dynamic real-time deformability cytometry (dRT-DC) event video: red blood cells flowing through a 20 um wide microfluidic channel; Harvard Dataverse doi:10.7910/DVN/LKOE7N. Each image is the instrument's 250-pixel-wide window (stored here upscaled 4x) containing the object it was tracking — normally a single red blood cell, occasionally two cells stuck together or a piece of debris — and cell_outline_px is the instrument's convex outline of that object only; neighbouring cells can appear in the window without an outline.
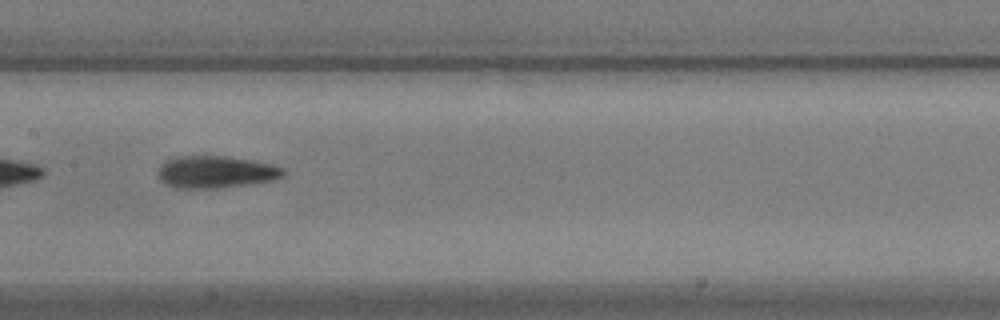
{"species": "common noctule bat (a hibernating species)", "species_latin": "Nyctalus noctula", "temperature_condition": "warm", "stored_images_in_passage": 40, "camera_frame_rate_fps": 3000, "um_per_image_px": 0.085, "animal": {"sex": "male", "body_mass_g": 17.9}, "frame": {"image": 1, "passage_image": 27, "time_ms": 8.667, "image_size_px": [1000, 320], "cell_outline_px": [[288, 172], [284, 176], [272, 180], [244, 184], [212, 188], [176, 188], [160, 180], [156, 172], [160, 164], [164, 160], [176, 156], [228, 156], [252, 160], [272, 164], [284, 168]], "centroid_in_image_um": [18.32, 14.59], "position_along_channel_um": 189.1, "area_um2": 23.58}}
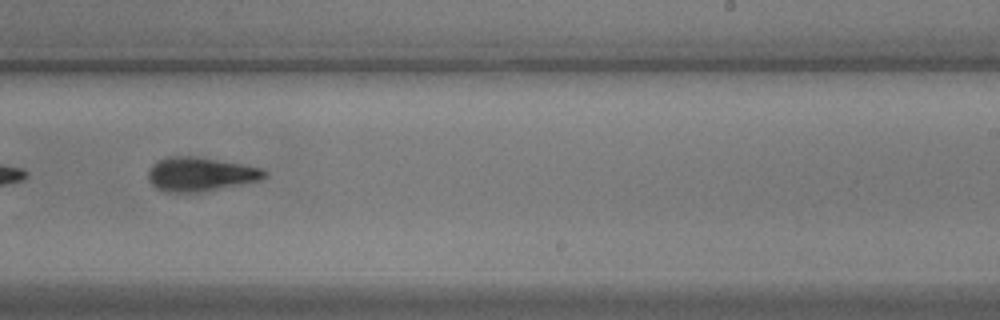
{"frame": {"image": 2, "passage_image": 34, "time_ms": 11.0, "image_size_px": [1000, 320], "cell_outline_px": [[268, 176], [260, 180], [188, 192], [168, 192], [156, 188], [148, 180], [148, 172], [152, 164], [168, 156], [188, 156], [240, 164], [264, 168], [268, 172]], "centroid_in_image_um": [17.0, 14.79], "position_along_channel_um": 272.0, "area_um2": 22.2}}
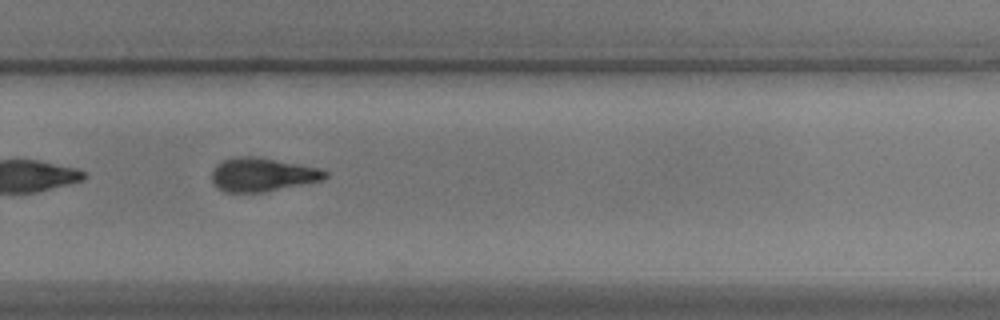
{"frame": {"image": 3, "passage_image": 37, "time_ms": 12.0, "image_size_px": [1000, 320], "cell_outline_px": [[328, 176], [324, 180], [264, 192], [224, 192], [216, 188], [212, 180], [212, 172], [216, 164], [224, 160], [236, 156], [256, 156], [320, 168], [328, 172]], "centroid_in_image_um": [22.3, 14.84], "position_along_channel_um": 307.5, "area_um2": 22.37}}